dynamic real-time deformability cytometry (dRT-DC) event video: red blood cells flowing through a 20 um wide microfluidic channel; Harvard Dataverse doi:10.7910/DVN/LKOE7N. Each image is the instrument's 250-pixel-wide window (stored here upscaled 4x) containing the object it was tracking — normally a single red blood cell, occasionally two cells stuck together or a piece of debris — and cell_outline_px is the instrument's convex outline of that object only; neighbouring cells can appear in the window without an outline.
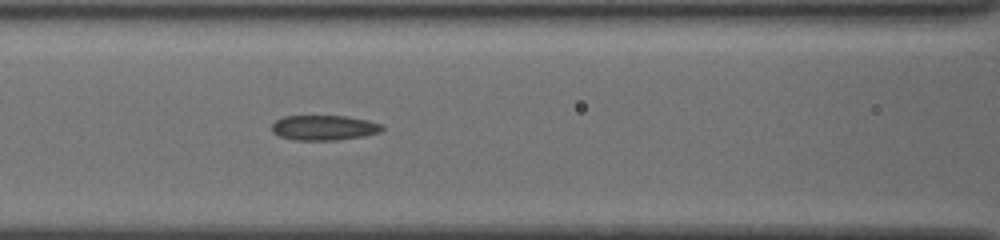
{"species": "common noctule bat (a hibernating species)", "species_latin": "Nyctalus noctula", "temperature_condition": "cold", "stored_images_in_passage": 19, "camera_frame_rate_fps": 3000, "um_per_image_px": 0.085, "animal": {"sex": "female", "body_mass_g": 19.5, "forearm_length_mm": 54.1}, "frame": {"image": 1, "passage_image": 16, "time_ms": 5.0, "image_size_px": [1000, 240], "cell_outline_px": [[384, 128], [380, 132], [364, 136], [336, 140], [296, 140], [280, 136], [272, 132], [272, 124], [276, 120], [284, 116], [348, 116], [368, 120], [380, 124]], "centroid_in_image_um": [27.54, 10.85], "position_along_channel_um": 139.1, "area_um2": 16.07}}
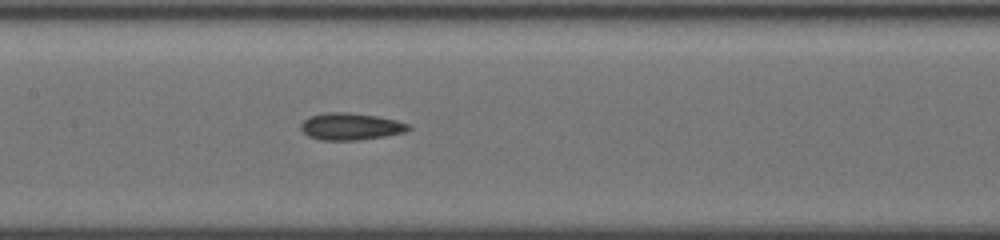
{"frame": {"image": 2, "passage_image": 19, "time_ms": 6.0, "image_size_px": [1000, 240], "cell_outline_px": [[412, 128], [404, 132], [384, 136], [356, 140], [320, 140], [308, 136], [300, 128], [300, 124], [304, 120], [312, 116], [324, 112], [348, 112], [376, 116], [396, 120], [412, 124]], "centroid_in_image_um": [29.82, 10.75], "position_along_channel_um": 177.6, "area_um2": 16.94}}